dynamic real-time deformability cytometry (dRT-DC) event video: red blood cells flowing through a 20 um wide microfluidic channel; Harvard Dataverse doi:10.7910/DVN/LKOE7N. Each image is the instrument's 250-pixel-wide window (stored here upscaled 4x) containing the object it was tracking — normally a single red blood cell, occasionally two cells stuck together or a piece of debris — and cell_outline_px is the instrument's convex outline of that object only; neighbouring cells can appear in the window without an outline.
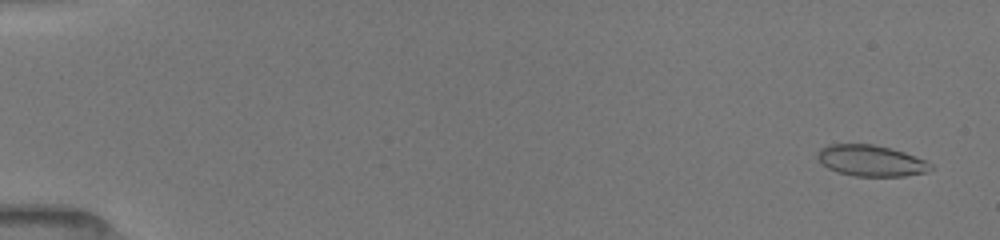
{"species": "common noctule bat (a hibernating species)", "species_latin": "Nyctalus noctula", "temperature_condition": "room temperature", "stored_images_in_passage": 23, "camera_frame_rate_fps": 3000, "um_per_image_px": 0.085, "animal": {"sex": "female", "body_mass_g": 19.5, "forearm_length_mm": 54.1}, "frame": {"image": 1, "passage_image": 4, "time_ms": 0.667, "image_size_px": [1000, 240], "cell_outline_px": [[932, 168], [928, 172], [904, 176], [856, 176], [836, 172], [828, 168], [816, 156], [816, 152], [820, 148], [828, 144], [872, 144], [892, 148], [904, 152], [924, 160], [932, 164]], "centroid_in_image_um": [74.02, 13.65], "position_along_channel_um": 11.0, "area_um2": 20.58}}
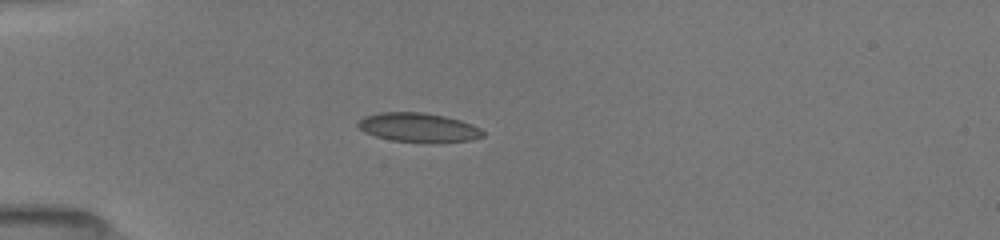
{"frame": {"image": 2, "passage_image": 18, "time_ms": 5.0, "image_size_px": [1000, 240], "cell_outline_px": [[484, 136], [472, 140], [428, 144], [392, 140], [376, 136], [364, 132], [356, 124], [364, 116], [380, 112], [424, 112], [444, 116], [460, 120], [472, 124], [480, 128], [484, 132]], "centroid_in_image_um": [35.59, 10.85], "position_along_channel_um": 49.4, "area_um2": 21.56}}
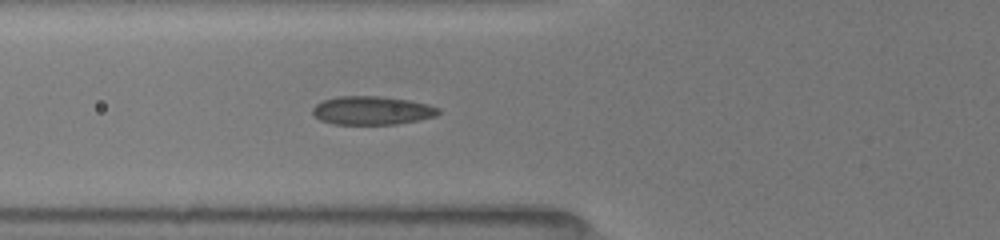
{"frame": {"image": 3, "passage_image": 23, "time_ms": 6.667, "image_size_px": [1000, 240], "cell_outline_px": [[440, 112], [436, 116], [420, 120], [396, 124], [332, 124], [320, 120], [312, 112], [312, 108], [316, 104], [324, 100], [336, 96], [380, 96], [408, 100], [428, 104], [440, 108]], "centroid_in_image_um": [31.63, 9.39], "position_along_channel_um": 94.2, "area_um2": 20.98}}